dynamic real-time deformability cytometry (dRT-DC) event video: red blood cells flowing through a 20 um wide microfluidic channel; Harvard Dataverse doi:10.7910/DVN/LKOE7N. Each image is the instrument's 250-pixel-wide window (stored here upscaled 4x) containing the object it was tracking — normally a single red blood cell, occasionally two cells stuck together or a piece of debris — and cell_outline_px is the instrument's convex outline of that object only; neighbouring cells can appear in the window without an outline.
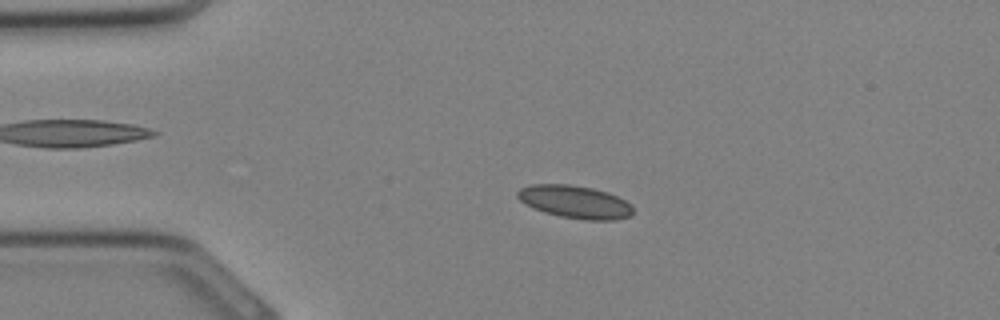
{"species": "Egyptian fruit bat (a non-hibernating species)", "species_latin": "Rousettus aegyptiacus", "temperature_condition": "cold", "stored_images_in_passage": 33, "camera_frame_rate_fps": 3000, "um_per_image_px": 0.085, "animal": {"sex": "female"}, "frame": {"image": 1, "passage_image": 7, "time_ms": 2.0, "image_size_px": [1000, 320], "cell_outline_px": [[632, 212], [628, 216], [616, 220], [584, 220], [560, 216], [544, 212], [532, 208], [520, 200], [516, 196], [516, 192], [520, 188], [532, 184], [568, 184], [592, 188], [608, 192], [632, 204]], "centroid_in_image_um": [48.85, 17.16], "position_along_channel_um": 36.2, "area_um2": 22.08}}
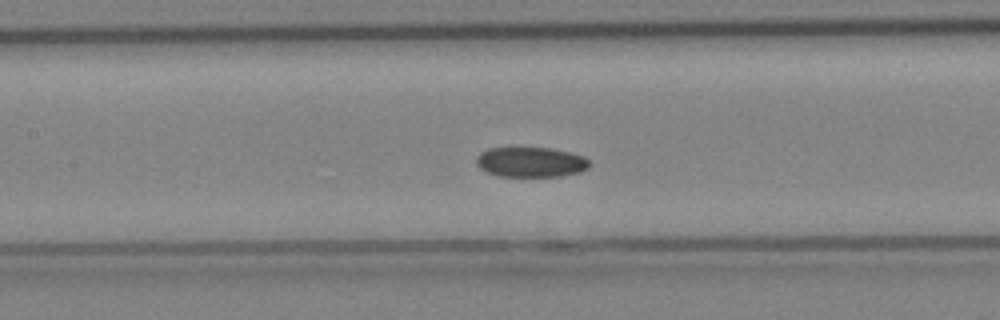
{"frame": {"image": 2, "passage_image": 15, "time_ms": 4.667, "image_size_px": [1000, 320], "cell_outline_px": [[592, 164], [588, 168], [580, 172], [560, 176], [496, 176], [484, 172], [476, 164], [476, 156], [480, 152], [488, 148], [552, 148], [584, 156]], "centroid_in_image_um": [45.09, 13.78], "position_along_channel_um": 162.3, "area_um2": 20.0}}
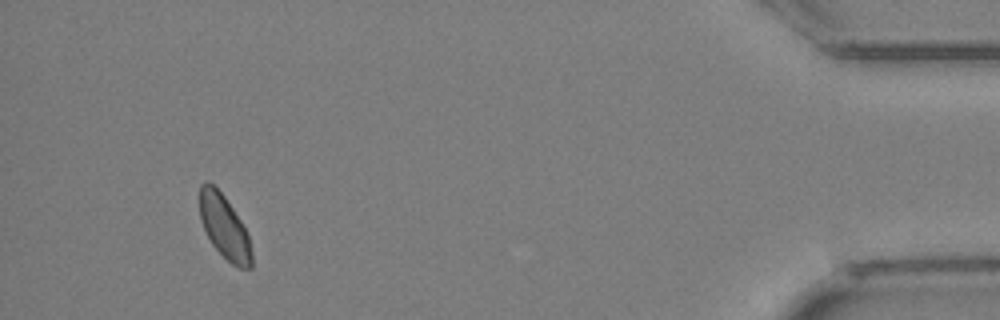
{"frame": {"image": 3, "passage_image": 31, "time_ms": 10.0, "image_size_px": [1000, 320], "cell_outline_px": [[252, 268], [240, 268], [232, 264], [212, 244], [200, 220], [200, 184], [204, 180], [208, 180], [224, 196], [240, 220], [248, 236], [252, 252]], "centroid_in_image_um": [19.06, 19.28], "position_along_channel_um": 416.1, "area_um2": 18.96}}